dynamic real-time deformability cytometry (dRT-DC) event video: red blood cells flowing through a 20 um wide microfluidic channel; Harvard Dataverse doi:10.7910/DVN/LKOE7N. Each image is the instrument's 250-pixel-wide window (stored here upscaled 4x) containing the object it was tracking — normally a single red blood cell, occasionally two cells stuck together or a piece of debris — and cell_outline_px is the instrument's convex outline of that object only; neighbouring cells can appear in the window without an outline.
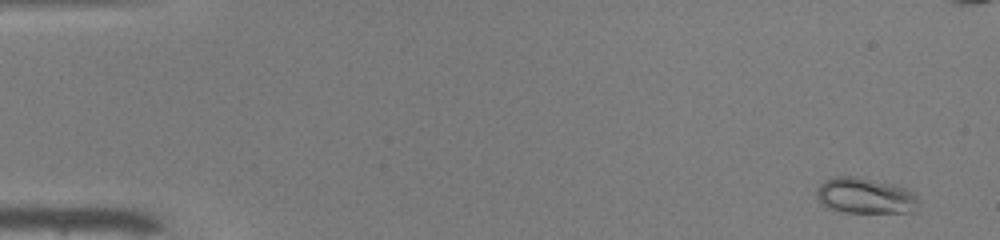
{"species": "common noctule bat (a hibernating species)", "species_latin": "Nyctalus noctula", "temperature_condition": "warm", "stored_images_in_passage": 51, "camera_frame_rate_fps": 3000, "um_per_image_px": 0.085, "animal": {"sex": "male", "body_mass_g": 19.0, "forearm_length_mm": 50.8}, "frame": {"image": 1, "passage_image": 3, "time_ms": 0.667, "image_size_px": [1000, 240], "cell_outline_px": [[916, 204], [908, 212], [844, 212], [828, 208], [820, 204], [816, 196], [816, 192], [820, 184], [824, 180], [836, 176], [856, 176], [892, 184], [904, 188], [912, 192], [916, 196]], "centroid_in_image_um": [73.44, 16.63], "position_along_channel_um": 11.6, "area_um2": 20.92}}
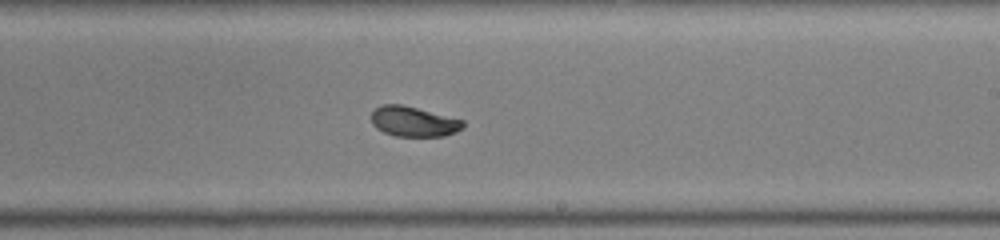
{"frame": {"image": 2, "passage_image": 31, "time_ms": 10.0, "image_size_px": [1000, 240], "cell_outline_px": [[464, 128], [456, 132], [444, 136], [396, 136], [384, 132], [376, 128], [372, 124], [372, 112], [380, 104], [400, 104], [464, 120]], "centroid_in_image_um": [35.16, 10.33], "position_along_channel_um": 253.8, "area_um2": 16.01}}
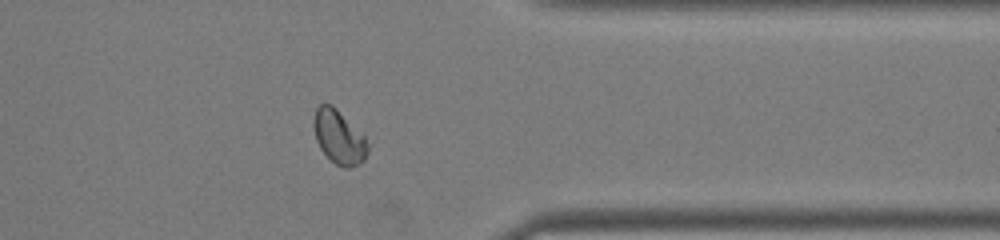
{"frame": {"image": 3, "passage_image": 41, "time_ms": 13.333, "image_size_px": [1000, 240], "cell_outline_px": [[368, 152], [364, 160], [360, 164], [348, 168], [344, 168], [336, 164], [320, 148], [316, 140], [312, 124], [312, 120], [316, 108], [320, 104], [332, 104], [364, 136], [368, 144]], "centroid_in_image_um": [28.79, 11.65], "position_along_channel_um": 382.6, "area_um2": 16.88}, "authors_computed_cell_mechanics": {"area_um2": 16.9932, "velocity_mm_per_s": 4.0828, "shape_relaxation_time_tau1_ms": 3.0906, "shape_relaxation_time_tau2_ms": 1.3686, "deformation_change_tau1": 0.135, "deformation_change_tau2": 0.0389}}